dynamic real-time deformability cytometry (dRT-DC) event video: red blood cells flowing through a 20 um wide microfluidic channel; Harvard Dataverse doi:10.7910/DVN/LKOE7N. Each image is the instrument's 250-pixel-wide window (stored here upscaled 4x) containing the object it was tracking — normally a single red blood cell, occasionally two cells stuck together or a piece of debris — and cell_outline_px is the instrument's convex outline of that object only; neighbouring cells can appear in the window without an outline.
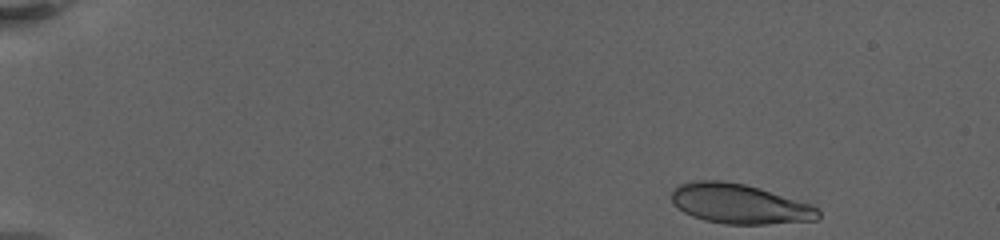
{"species": "human", "species_latin": "Homo sapiens", "temperature_condition": "warm", "stored_images_in_passage": 55, "camera_frame_rate_fps": 3000, "um_per_image_px": 0.085, "donor": {"sex": "female"}, "frame": {"image": 1, "passage_image": 2, "time_ms": 0.333, "image_size_px": [1000, 240], "cell_outline_px": [[820, 216], [816, 220], [768, 224], [724, 224], [704, 220], [692, 216], [684, 212], [672, 204], [672, 192], [680, 184], [692, 180], [720, 180], [744, 184], [812, 204], [820, 212]], "centroid_in_image_um": [62.84, 17.33], "position_along_channel_um": 22.2, "area_um2": 33.93}}
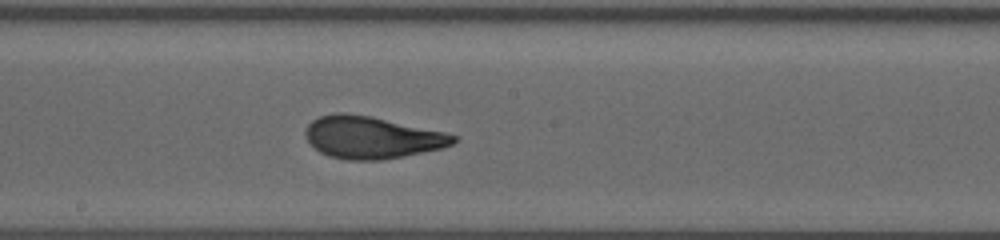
{"frame": {"image": 2, "passage_image": 30, "time_ms": 10.667, "image_size_px": [1000, 240], "cell_outline_px": [[460, 140], [452, 144], [440, 148], [404, 156], [380, 160], [348, 160], [328, 156], [320, 152], [304, 136], [304, 132], [308, 124], [312, 120], [320, 116], [336, 112], [344, 112], [372, 116], [444, 132], [456, 136]], "centroid_in_image_um": [31.57, 11.67], "position_along_channel_um": 216.6, "area_um2": 36.3}}
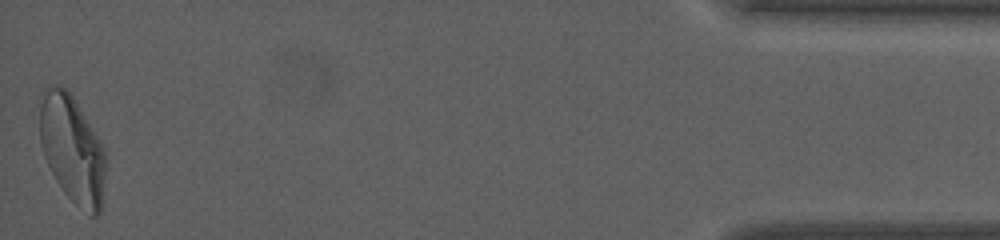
{"frame": {"image": 3, "passage_image": 55, "time_ms": 20.0, "image_size_px": [1000, 240], "cell_outline_px": [[104, 200], [100, 212], [96, 216], [92, 216], [76, 204], [64, 192], [56, 180], [44, 156], [40, 140], [40, 104], [44, 88], [52, 84], [60, 84], [68, 88], [100, 140], [104, 148]], "centroid_in_image_um": [6.14, 12.65], "position_along_channel_um": 429.1, "area_um2": 41.33}, "authors_computed_cell_mechanics": {"area_um2": 36.2406, "velocity_mm_per_s": 3.1181, "shape_relaxation_time_tau1_ms": 5.9581, "shape_relaxation_time_tau2_ms": 1.0983, "deformation_change_tau1": 0.2131, "deformation_change_tau2": 0.076}}